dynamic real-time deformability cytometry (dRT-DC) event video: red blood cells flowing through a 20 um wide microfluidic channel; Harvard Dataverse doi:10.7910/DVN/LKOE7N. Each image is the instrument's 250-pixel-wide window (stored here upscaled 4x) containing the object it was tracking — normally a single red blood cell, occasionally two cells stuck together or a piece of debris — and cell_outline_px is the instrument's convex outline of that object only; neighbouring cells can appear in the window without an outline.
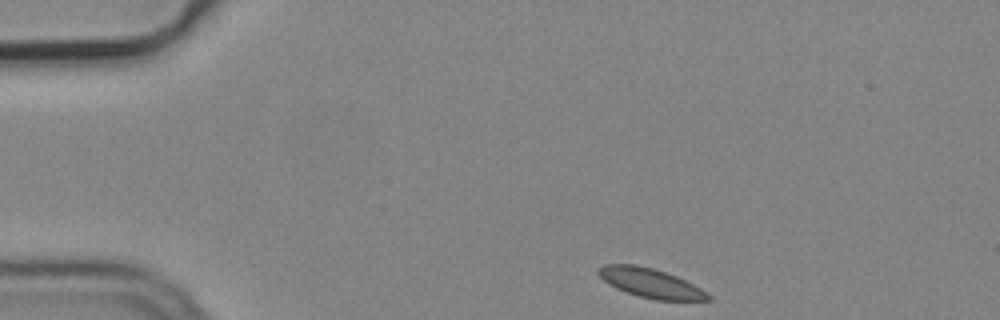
{"species": "common noctule bat (a hibernating species)", "species_latin": "Nyctalus noctula", "temperature_condition": "cold", "stored_images_in_passage": 4, "camera_frame_rate_fps": 3000, "um_per_image_px": 0.085, "animal": {"sex": "male", "body_mass_g": 19.2, "forearm_length_mm": 51.8}, "frame": {"image": 1, "passage_image": 1, "time_ms": 0.0, "image_size_px": [1000, 320], "cell_outline_px": [[712, 300], [656, 300], [640, 296], [616, 288], [608, 284], [596, 272], [604, 264], [636, 264], [652, 268], [676, 276], [700, 288], [712, 296]], "centroid_in_image_um": [55.29, 24.05], "position_along_channel_um": 29.7, "area_um2": 18.44}}
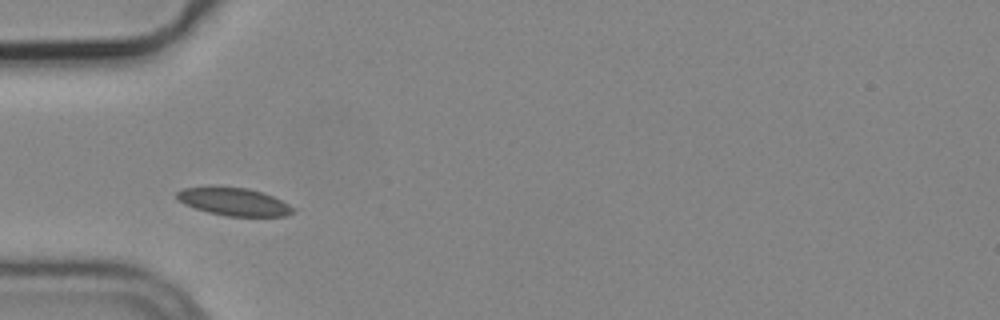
{"frame": {"image": 2, "passage_image": 3, "time_ms": 0.667, "image_size_px": [1000, 320], "cell_outline_px": [[296, 208], [292, 212], [284, 216], [228, 216], [208, 212], [184, 204], [176, 200], [176, 192], [184, 188], [248, 188], [272, 196]], "centroid_in_image_um": [19.87, 17.17], "position_along_channel_um": 65.1, "area_um2": 18.26}}
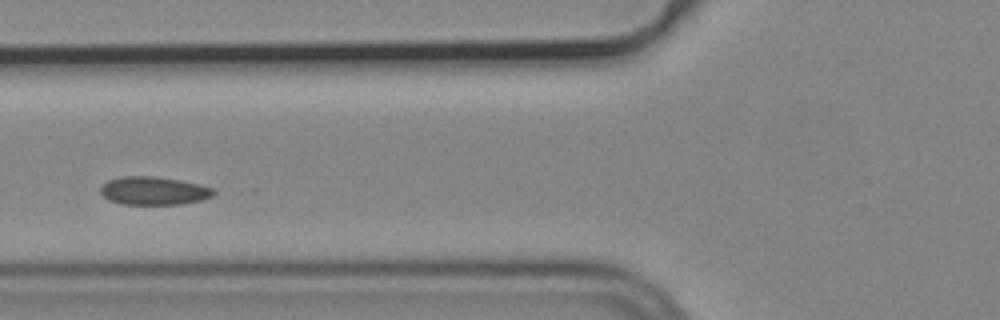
{"frame": {"image": 3, "passage_image": 4, "time_ms": 1.0, "image_size_px": [1000, 320], "cell_outline_px": [[216, 192], [212, 196], [200, 200], [180, 204], [120, 204], [108, 200], [100, 192], [100, 188], [108, 180], [120, 176], [152, 176], [180, 180], [212, 188]], "centroid_in_image_um": [13.02, 16.21], "position_along_channel_um": 112.8, "area_um2": 18.44}}